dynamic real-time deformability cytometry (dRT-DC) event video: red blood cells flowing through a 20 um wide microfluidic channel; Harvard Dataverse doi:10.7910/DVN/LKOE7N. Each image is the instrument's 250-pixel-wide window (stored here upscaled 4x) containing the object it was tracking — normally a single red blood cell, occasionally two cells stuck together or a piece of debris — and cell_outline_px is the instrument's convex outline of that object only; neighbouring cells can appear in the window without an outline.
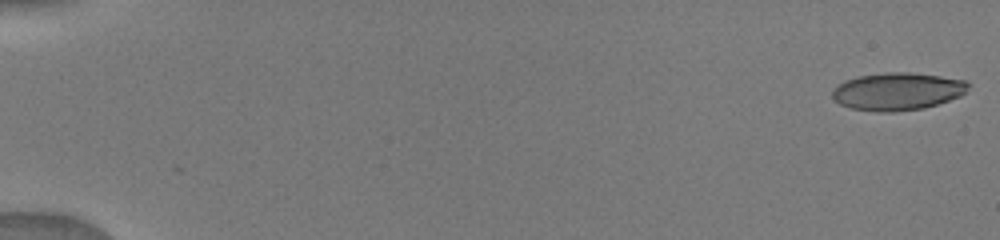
{"species": "human", "species_latin": "Homo sapiens", "temperature_condition": "warm", "stored_images_in_passage": 39, "camera_frame_rate_fps": 3000, "um_per_image_px": 0.085, "donor": {"sex": "male"}, "frame": {"image": 1, "passage_image": 1, "time_ms": 0.0, "image_size_px": [1000, 240], "cell_outline_px": [[972, 84], [960, 96], [924, 108], [892, 112], [880, 112], [852, 108], [840, 104], [832, 96], [832, 88], [844, 80], [860, 76], [884, 72], [912, 72], [940, 76], [964, 80]], "centroid_in_image_um": [76.27, 7.76], "position_along_channel_um": 8.7, "area_um2": 29.77}}
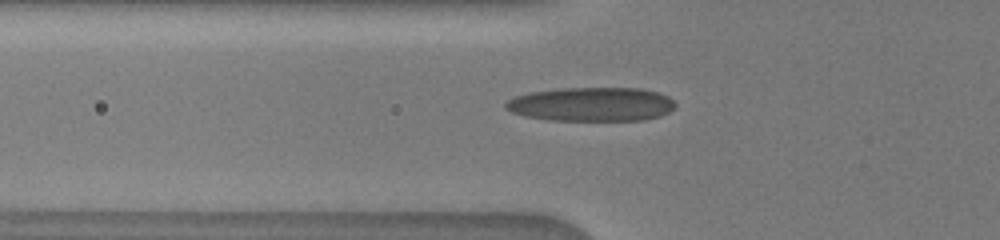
{"frame": {"image": 2, "passage_image": 14, "time_ms": 6.0, "image_size_px": [1000, 240], "cell_outline_px": [[676, 108], [660, 116], [644, 120], [548, 120], [524, 116], [512, 112], [504, 108], [504, 104], [508, 100], [516, 96], [532, 92], [560, 88], [640, 88], [656, 92], [668, 96], [676, 104]], "centroid_in_image_um": [50.29, 8.86], "position_along_channel_um": 75.5, "area_um2": 33.64}}
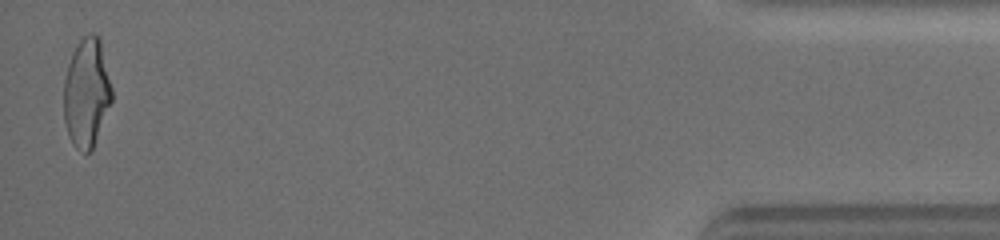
{"frame": {"image": 3, "passage_image": 39, "time_ms": 16.333, "image_size_px": [1000, 240], "cell_outline_px": [[112, 100], [92, 148], [88, 152], [80, 152], [72, 144], [68, 136], [64, 120], [64, 80], [68, 64], [72, 52], [76, 44], [84, 36], [92, 32], [100, 36], [112, 88]], "centroid_in_image_um": [7.35, 7.85], "position_along_channel_um": 427.8, "area_um2": 30.58}}